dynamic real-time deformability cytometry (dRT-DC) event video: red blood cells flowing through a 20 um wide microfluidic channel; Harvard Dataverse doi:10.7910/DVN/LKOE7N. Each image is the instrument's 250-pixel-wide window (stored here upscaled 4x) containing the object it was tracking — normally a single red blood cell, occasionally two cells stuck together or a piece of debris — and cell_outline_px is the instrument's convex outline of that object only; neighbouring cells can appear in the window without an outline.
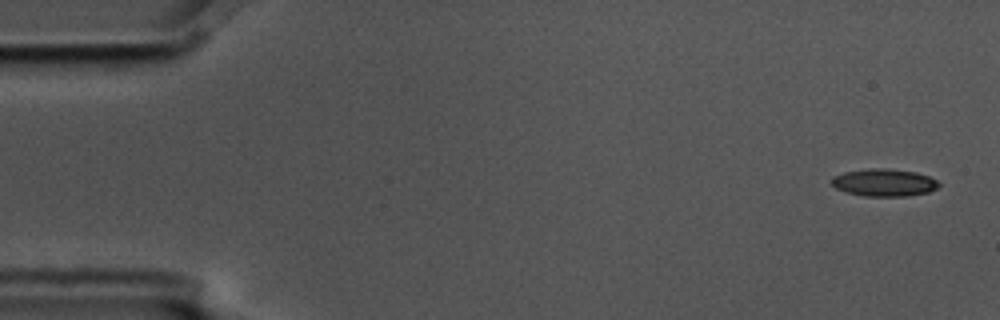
{"species": "common noctule bat (a hibernating species)", "species_latin": "Nyctalus noctula", "temperature_condition": "cold", "stored_images_in_passage": 6, "camera_frame_rate_fps": 3000, "um_per_image_px": 0.085, "animal": {"sex": "male", "body_mass_g": 17.5, "forearm_length_mm": 52.3}, "frame": {"image": 1, "passage_image": 1, "time_ms": 0.0, "image_size_px": [1000, 320], "cell_outline_px": [[940, 184], [936, 188], [928, 192], [908, 196], [864, 196], [844, 192], [836, 188], [832, 184], [832, 176], [844, 172], [868, 168], [884, 168], [916, 172], [928, 176], [936, 180]], "centroid_in_image_um": [75.12, 15.52], "position_along_channel_um": 9.9, "area_um2": 17.17}}
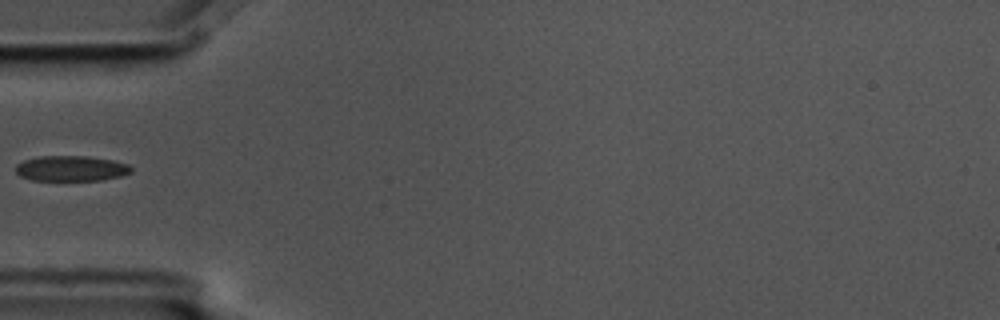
{"frame": {"image": 2, "passage_image": 5, "time_ms": 1.333, "image_size_px": [1000, 320], "cell_outline_px": [[132, 172], [120, 176], [100, 180], [32, 180], [20, 176], [16, 172], [16, 164], [24, 160], [40, 156], [88, 156], [112, 160], [128, 164], [132, 168]], "centroid_in_image_um": [6.04, 14.31], "position_along_channel_um": 79.0, "area_um2": 17.05}}